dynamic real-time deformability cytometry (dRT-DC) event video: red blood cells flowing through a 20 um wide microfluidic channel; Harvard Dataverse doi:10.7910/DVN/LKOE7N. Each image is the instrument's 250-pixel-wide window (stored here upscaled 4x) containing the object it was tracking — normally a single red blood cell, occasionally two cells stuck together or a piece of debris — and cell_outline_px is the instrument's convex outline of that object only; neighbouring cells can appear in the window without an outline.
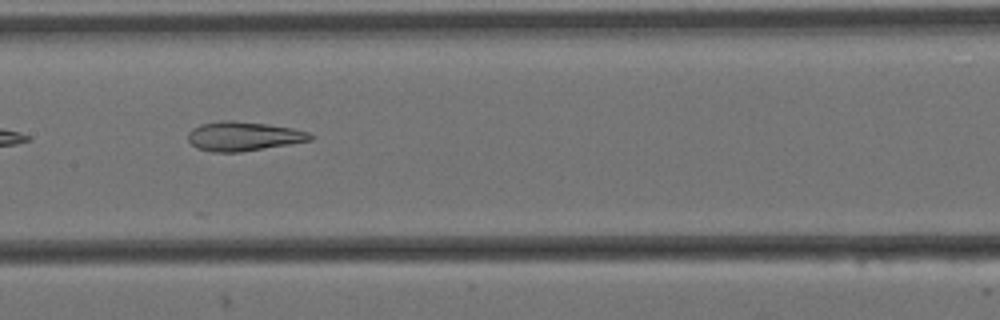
{"species": "Egyptian fruit bat (a non-hibernating species)", "species_latin": "Rousettus aegyptiacus", "temperature_condition": "cold", "stored_images_in_passage": 7, "camera_frame_rate_fps": 3000, "um_per_image_px": 0.085, "animal": {"sex": "female"}, "frame": {"image": 1, "passage_image": 4, "time_ms": 1.0, "image_size_px": [1000, 320], "cell_outline_px": [[312, 140], [240, 152], [212, 152], [196, 148], [188, 140], [188, 132], [192, 128], [200, 124], [224, 120], [232, 120], [268, 124], [292, 128], [308, 132], [312, 136]], "centroid_in_image_um": [20.64, 11.58], "position_along_channel_um": 186.8, "area_um2": 20.75}}
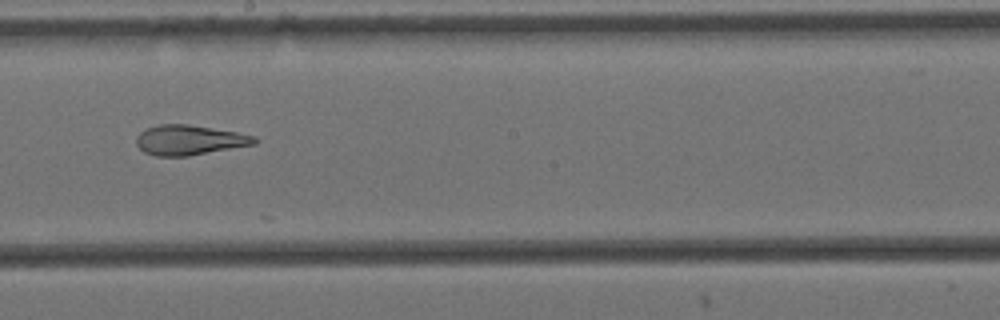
{"frame": {"image": 2, "passage_image": 5, "time_ms": 1.333, "image_size_px": [1000, 320], "cell_outline_px": [[260, 140], [256, 144], [188, 156], [156, 156], [144, 152], [136, 144], [136, 136], [144, 128], [160, 124], [188, 124], [236, 132], [256, 136]], "centroid_in_image_um": [16.09, 11.9], "position_along_channel_um": 232.1, "area_um2": 20.75}}
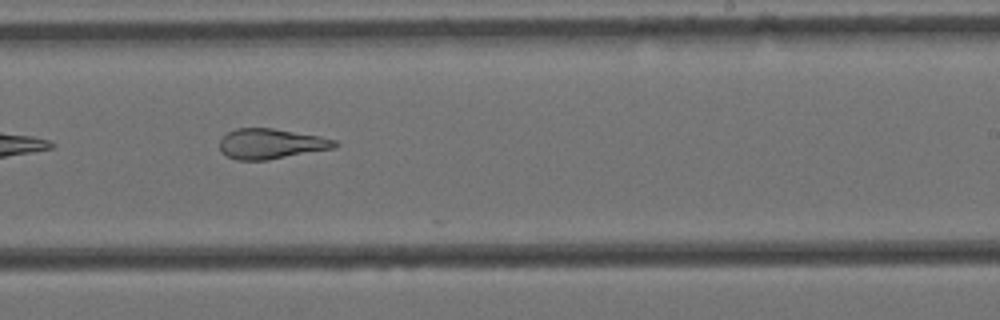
{"frame": {"image": 3, "passage_image": 6, "time_ms": 1.667, "image_size_px": [1000, 320], "cell_outline_px": [[340, 144], [336, 148], [268, 160], [236, 160], [220, 152], [220, 140], [228, 132], [236, 128], [272, 128], [320, 136], [336, 140]], "centroid_in_image_um": [23.06, 12.23], "position_along_channel_um": 265.9, "area_um2": 20.4}}